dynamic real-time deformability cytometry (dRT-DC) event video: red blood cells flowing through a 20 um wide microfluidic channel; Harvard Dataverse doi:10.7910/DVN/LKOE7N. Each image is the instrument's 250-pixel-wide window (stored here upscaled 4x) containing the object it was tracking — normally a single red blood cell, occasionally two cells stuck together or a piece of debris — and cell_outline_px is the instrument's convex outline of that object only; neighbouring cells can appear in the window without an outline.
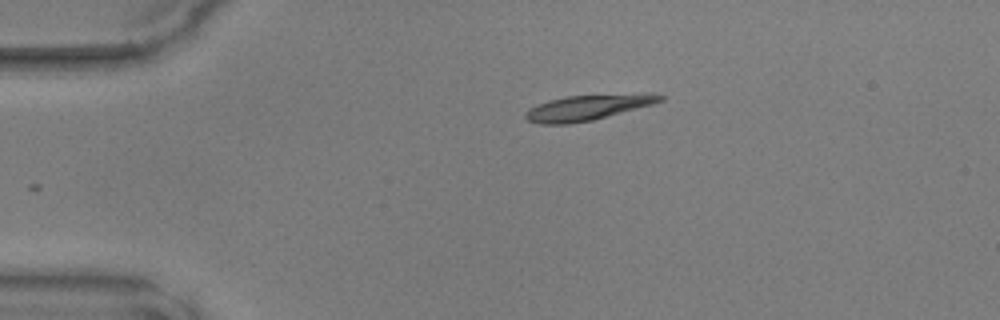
{"species": "common noctule bat (a hibernating species)", "species_latin": "Nyctalus noctula", "temperature_condition": "warm", "stored_images_in_passage": 36, "camera_frame_rate_fps": 3000, "um_per_image_px": 0.085, "animal": {"sex": "male", "body_mass_g": 17.9, "forearm_length_mm": 54.2}, "frame": {"image": 1, "passage_image": 1, "time_ms": 0.0, "image_size_px": [1000, 320], "cell_outline_px": [[664, 100], [652, 104], [592, 120], [568, 124], [540, 124], [528, 120], [524, 116], [524, 112], [528, 108], [548, 100], [568, 96], [648, 92], [664, 96]], "centroid_in_image_um": [49.96, 9.12], "position_along_channel_um": 35.0, "area_um2": 20.06}}
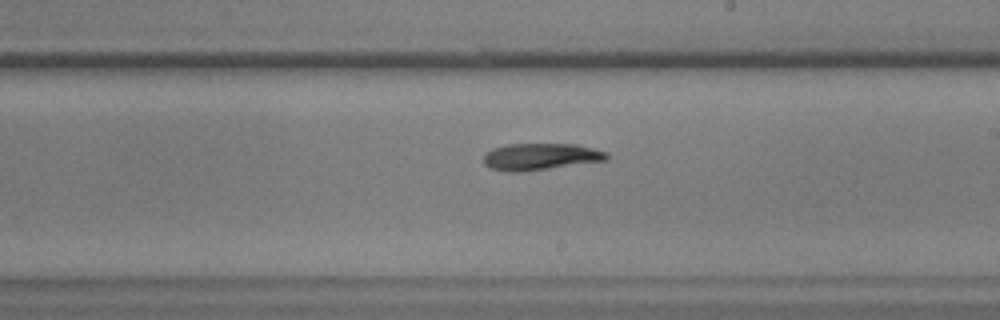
{"frame": {"image": 2, "passage_image": 19, "time_ms": 6.0, "image_size_px": [1000, 320], "cell_outline_px": [[608, 160], [520, 172], [508, 172], [492, 168], [484, 164], [484, 152], [492, 148], [508, 144], [576, 144], [608, 152]], "centroid_in_image_um": [45.93, 13.31], "position_along_channel_um": 243.1, "area_um2": 19.19}}
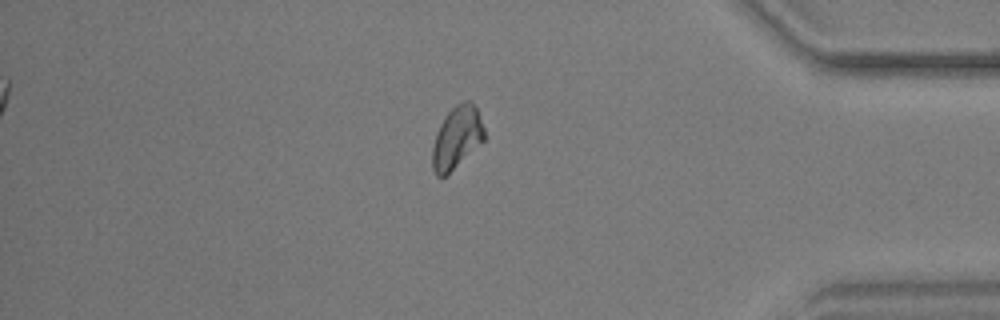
{"frame": {"image": 3, "passage_image": 32, "time_ms": 10.333, "image_size_px": [1000, 320], "cell_outline_px": [[484, 140], [444, 176], [436, 176], [432, 168], [432, 148], [436, 132], [444, 116], [456, 104], [464, 100], [472, 100], [476, 108], [484, 128]], "centroid_in_image_um": [38.81, 11.65], "position_along_channel_um": 396.4, "area_um2": 18.55}}